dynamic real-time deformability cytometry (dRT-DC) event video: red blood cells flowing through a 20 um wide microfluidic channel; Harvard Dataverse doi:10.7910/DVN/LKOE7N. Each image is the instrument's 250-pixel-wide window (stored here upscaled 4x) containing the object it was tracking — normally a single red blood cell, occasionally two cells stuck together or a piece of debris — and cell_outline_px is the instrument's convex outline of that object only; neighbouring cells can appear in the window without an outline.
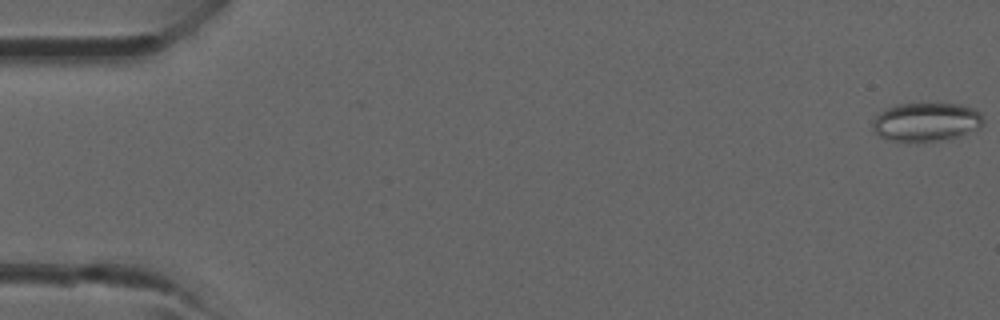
{"species": "common noctule bat (a hibernating species)", "species_latin": "Nyctalus noctula", "temperature_condition": "room temperature", "stored_images_in_passage": 41, "camera_frame_rate_fps": 3000, "um_per_image_px": 0.085, "animal": {"sex": "male", "forearm_length_mm": 52.5}, "frame": {"image": 1, "passage_image": 1, "time_ms": 0.0, "image_size_px": [1000, 320], "cell_outline_px": [[984, 124], [980, 128], [956, 136], [936, 140], [892, 140], [880, 136], [872, 132], [872, 120], [880, 112], [896, 104], [960, 104], [972, 108], [980, 112], [984, 120]], "centroid_in_image_um": [78.72, 10.34], "position_along_channel_um": 6.3, "area_um2": 24.51}}
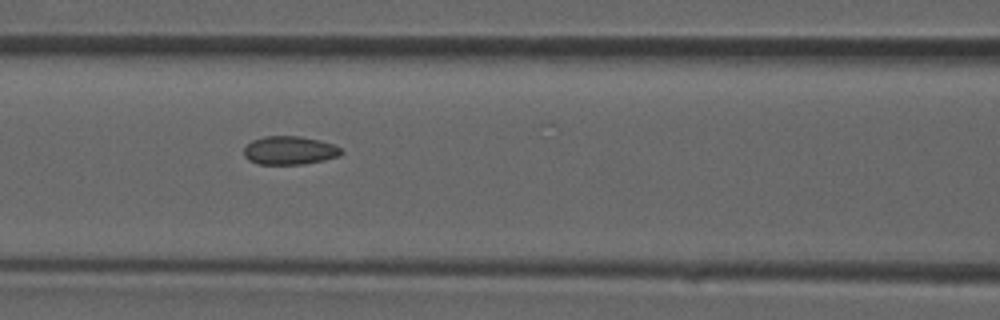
{"frame": {"image": 2, "passage_image": 18, "time_ms": 5.667, "image_size_px": [1000, 320], "cell_outline_px": [[344, 152], [340, 156], [324, 160], [304, 164], [256, 164], [248, 160], [244, 156], [244, 148], [252, 140], [264, 136], [300, 136], [332, 144], [340, 148]], "centroid_in_image_um": [24.59, 12.79], "position_along_channel_um": 142.0, "area_um2": 16.13}}
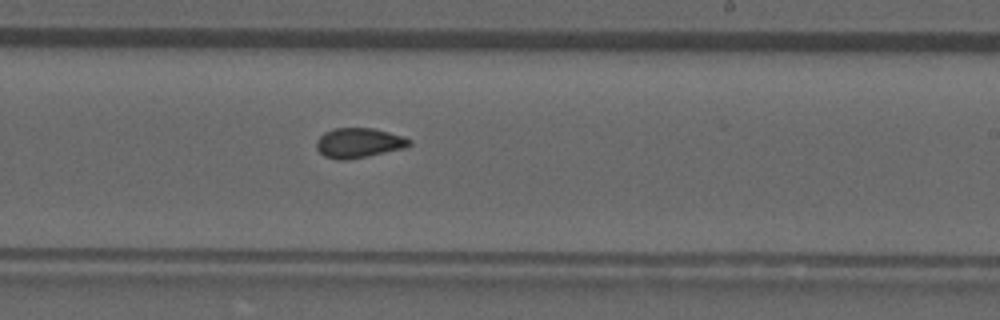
{"frame": {"image": 3, "passage_image": 25, "time_ms": 8.0, "image_size_px": [1000, 320], "cell_outline_px": [[412, 144], [404, 148], [348, 160], [336, 160], [324, 156], [316, 148], [316, 140], [324, 132], [336, 128], [372, 128], [404, 136], [412, 140]], "centroid_in_image_um": [30.49, 12.15], "position_along_channel_um": 258.5, "area_um2": 16.18}}